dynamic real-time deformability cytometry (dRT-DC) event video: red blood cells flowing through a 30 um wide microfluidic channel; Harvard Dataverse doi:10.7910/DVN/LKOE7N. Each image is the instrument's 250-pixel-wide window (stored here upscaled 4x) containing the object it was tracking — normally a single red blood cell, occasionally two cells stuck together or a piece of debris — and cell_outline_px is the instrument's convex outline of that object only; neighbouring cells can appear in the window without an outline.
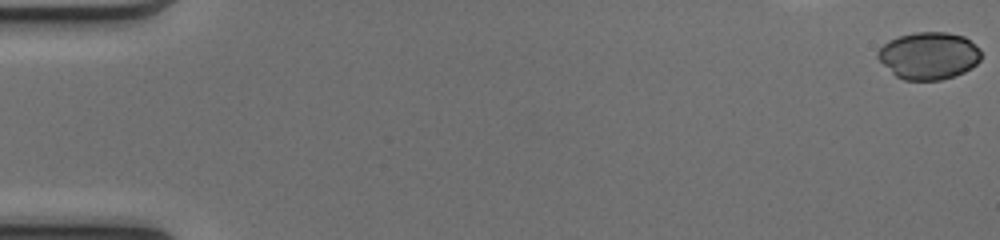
{"species": "common noctule bat (a hibernating species)", "species_latin": "Nyctalus noctula", "temperature_condition": "cold", "stored_images_in_passage": 20, "camera_frame_rate_fps": 3000, "um_per_image_px": 0.085, "animal": {"sex": "female", "body_mass_g": 17.0, "forearm_length_mm": 48.0}, "frame": {"image": 1, "passage_image": 1, "time_ms": 0.0, "image_size_px": [1000, 240], "cell_outline_px": [[980, 60], [972, 68], [956, 76], [940, 80], [904, 80], [896, 76], [876, 56], [876, 52], [888, 40], [900, 36], [916, 32], [948, 32], [964, 36], [980, 48]], "centroid_in_image_um": [78.97, 4.73], "position_along_channel_um": 6.0, "area_um2": 28.5}}
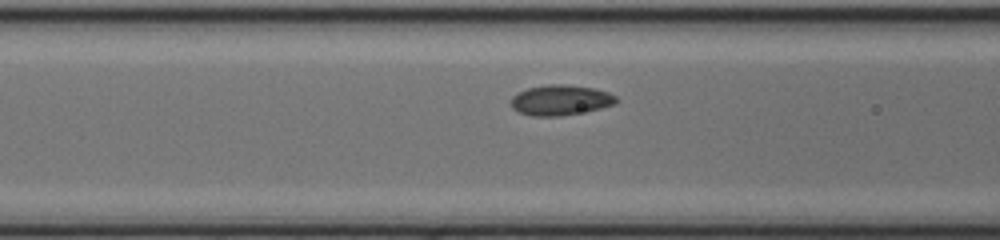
{"frame": {"image": 2, "passage_image": 18, "time_ms": 5.667, "image_size_px": [1000, 240], "cell_outline_px": [[616, 104], [584, 112], [560, 116], [532, 116], [520, 112], [512, 108], [512, 96], [528, 88], [548, 84], [564, 84], [592, 88], [608, 92], [616, 96]], "centroid_in_image_um": [47.65, 8.51], "position_along_channel_um": 118.9, "area_um2": 18.44}}